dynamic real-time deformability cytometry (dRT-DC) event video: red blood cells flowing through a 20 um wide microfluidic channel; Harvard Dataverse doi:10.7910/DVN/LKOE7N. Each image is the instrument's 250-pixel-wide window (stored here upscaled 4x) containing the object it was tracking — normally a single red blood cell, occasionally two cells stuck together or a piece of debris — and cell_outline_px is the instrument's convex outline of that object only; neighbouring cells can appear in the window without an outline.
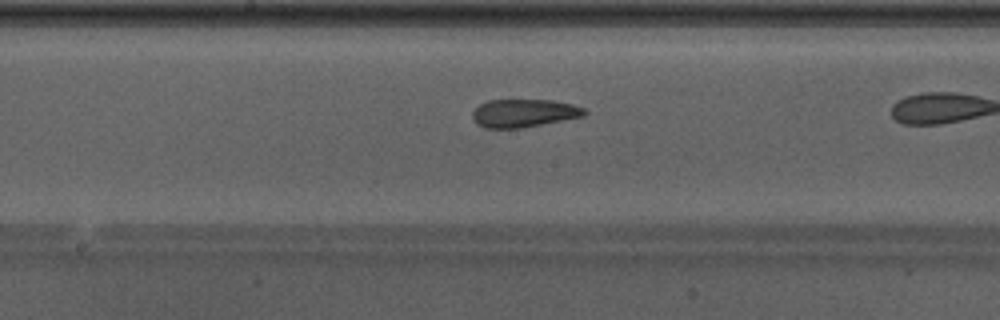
{"species": "Egyptian fruit bat (a non-hibernating species)", "species_latin": "Rousettus aegyptiacus", "temperature_condition": "warm", "stored_images_in_passage": 30, "camera_frame_rate_fps": 3000, "um_per_image_px": 0.085, "animal": {"sex": "male"}, "frame": {"image": 1, "passage_image": 18, "time_ms": 5.667, "image_size_px": [1000, 320], "cell_outline_px": [[588, 112], [584, 116], [520, 128], [484, 128], [476, 124], [472, 120], [472, 112], [480, 104], [488, 100], [552, 100], [572, 104], [584, 108]], "centroid_in_image_um": [44.5, 9.62], "position_along_channel_um": 203.7, "area_um2": 18.32}}